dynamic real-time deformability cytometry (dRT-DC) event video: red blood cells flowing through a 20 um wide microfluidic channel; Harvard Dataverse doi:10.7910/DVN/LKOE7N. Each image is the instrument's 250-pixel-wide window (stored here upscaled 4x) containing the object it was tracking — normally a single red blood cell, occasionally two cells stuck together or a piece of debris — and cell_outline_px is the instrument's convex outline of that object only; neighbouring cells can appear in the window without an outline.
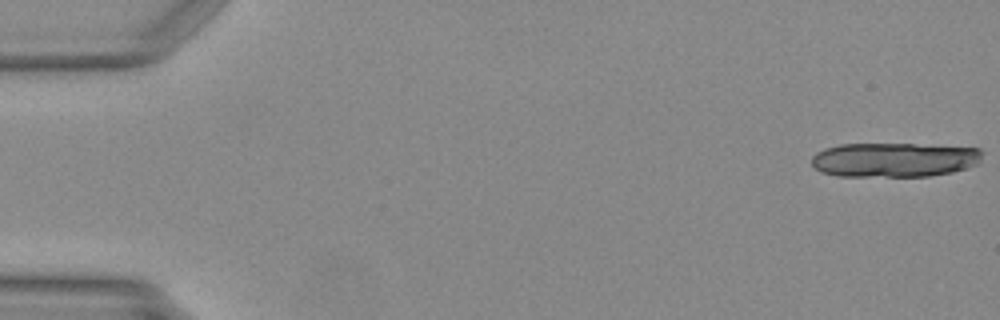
{"species": "Egyptian fruit bat (a non-hibernating species)", "species_latin": "Rousettus aegyptiacus", "temperature_condition": "warm", "stored_images_in_passage": 14, "camera_frame_rate_fps": 3000, "um_per_image_px": 0.085, "animal": {"sex": "female"}, "frame": {"image": 1, "passage_image": 1, "time_ms": 0.0, "image_size_px": [1000, 320], "cell_outline_px": [[984, 152], [976, 164], [952, 172], [928, 176], [840, 176], [820, 172], [812, 164], [812, 156], [816, 152], [824, 148], [840, 144], [912, 144], [980, 148]], "centroid_in_image_um": [75.98, 13.57], "position_along_channel_um": 9.0, "area_um2": 34.22}}